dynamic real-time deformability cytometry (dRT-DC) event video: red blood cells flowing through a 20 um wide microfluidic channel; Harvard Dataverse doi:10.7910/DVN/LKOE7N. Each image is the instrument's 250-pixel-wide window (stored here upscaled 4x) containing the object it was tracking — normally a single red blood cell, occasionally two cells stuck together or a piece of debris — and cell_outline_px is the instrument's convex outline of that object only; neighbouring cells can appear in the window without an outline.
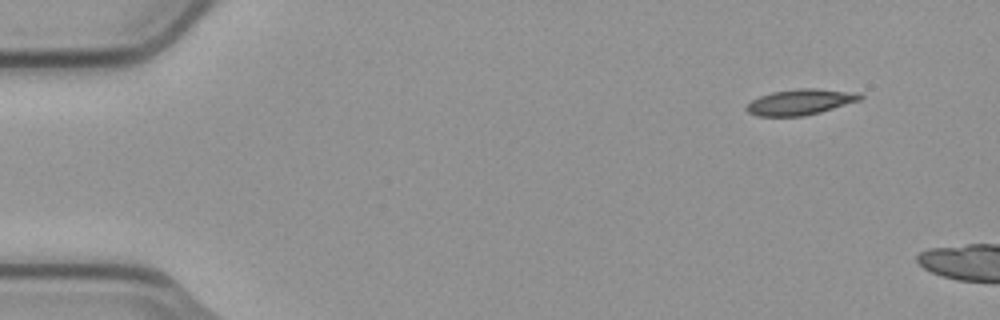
{"species": "common noctule bat (a hibernating species)", "species_latin": "Nyctalus noctula", "temperature_condition": "cold", "stored_images_in_passage": 5, "camera_frame_rate_fps": 3000, "um_per_image_px": 0.085, "animal": {"sex": "male", "body_mass_g": 23.1, "forearm_length_mm": 52.7}, "frame": {"image": 1, "passage_image": 1, "time_ms": 0.0, "image_size_px": [1000, 320], "cell_outline_px": [[864, 96], [860, 100], [820, 112], [804, 116], [756, 116], [748, 112], [744, 108], [752, 100], [760, 96], [772, 92], [800, 88], [816, 88], [856, 92]], "centroid_in_image_um": [68.02, 8.67], "position_along_channel_um": 17.0, "area_um2": 16.99}}